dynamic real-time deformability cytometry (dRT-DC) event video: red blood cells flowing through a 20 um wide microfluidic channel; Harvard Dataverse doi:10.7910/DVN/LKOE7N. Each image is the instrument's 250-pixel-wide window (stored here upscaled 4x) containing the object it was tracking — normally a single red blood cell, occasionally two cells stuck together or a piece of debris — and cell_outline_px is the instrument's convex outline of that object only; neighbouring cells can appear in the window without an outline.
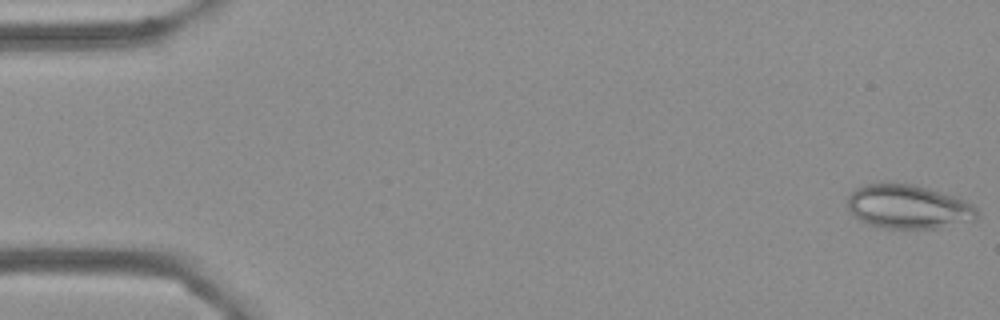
{"species": "Egyptian fruit bat (a non-hibernating species)", "species_latin": "Rousettus aegyptiacus", "temperature_condition": "cold", "stored_images_in_passage": 56, "camera_frame_rate_fps": 3000, "um_per_image_px": 0.085, "frame": {"image": 1, "passage_image": 1, "time_ms": 0.0, "image_size_px": [1000, 320], "cell_outline_px": [[980, 216], [972, 220], [936, 228], [884, 228], [868, 224], [852, 216], [848, 208], [848, 196], [856, 188], [864, 184], [880, 180], [888, 180], [912, 184], [928, 188], [956, 196], [972, 204], [980, 212]], "centroid_in_image_um": [77.16, 17.53], "position_along_channel_um": 7.8, "area_um2": 33.87}}
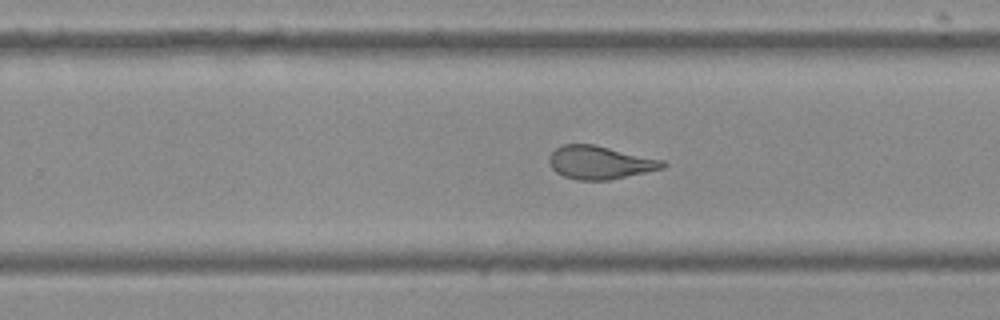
{"frame": {"image": 2, "passage_image": 35, "time_ms": 11.333, "image_size_px": [1000, 320], "cell_outline_px": [[668, 164], [664, 168], [608, 180], [576, 180], [564, 176], [556, 172], [552, 168], [548, 160], [548, 156], [560, 144], [596, 144], [664, 160]], "centroid_in_image_um": [50.99, 13.8], "position_along_channel_um": 278.8, "area_um2": 22.14}}
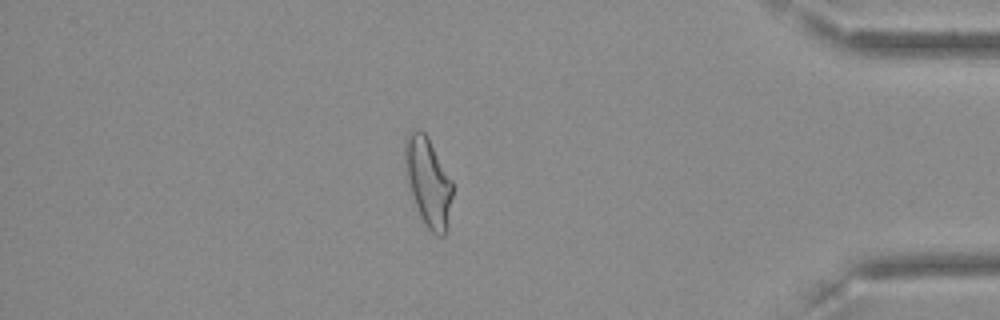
{"frame": {"image": 3, "passage_image": 48, "time_ms": 15.667, "image_size_px": [1000, 320], "cell_outline_px": [[452, 196], [448, 228], [444, 236], [436, 236], [428, 228], [420, 216], [408, 180], [404, 160], [404, 140], [408, 132], [416, 128], [420, 128], [428, 136], [452, 180]], "centroid_in_image_um": [36.4, 15.42], "position_along_channel_um": 398.8, "area_um2": 24.62}, "authors_computed_cell_mechanics": {"area_um2": 24.565, "velocity_mm_per_s": 3.6166, "shape_relaxation_time_tau1_ms": null, "shape_relaxation_time_tau2_ms": 1.6967, "deformation_change_tau1": null, "deformation_change_tau2": 0.0901}}